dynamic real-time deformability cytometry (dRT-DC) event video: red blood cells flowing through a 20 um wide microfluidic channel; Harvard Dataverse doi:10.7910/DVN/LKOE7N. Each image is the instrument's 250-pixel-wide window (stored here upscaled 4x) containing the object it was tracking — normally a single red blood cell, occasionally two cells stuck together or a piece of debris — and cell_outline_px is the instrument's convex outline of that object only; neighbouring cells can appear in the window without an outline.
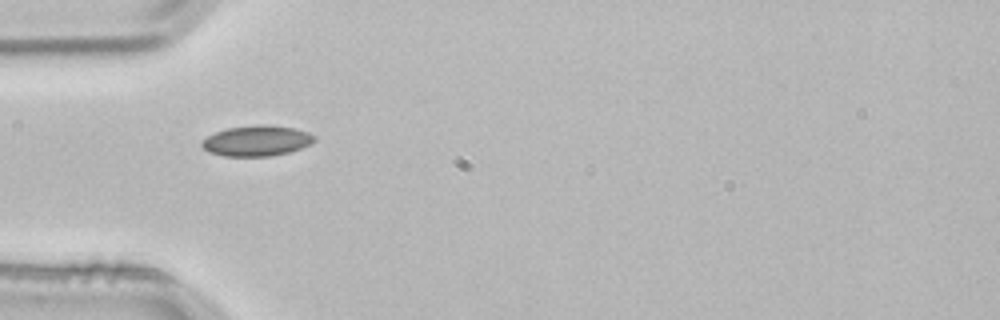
{"species": "common noctule bat (a hibernating species)", "species_latin": "Nyctalus noctula", "temperature_condition": "room temperature", "stored_images_in_passage": 38, "camera_frame_rate_fps": 3000, "um_per_image_px": 0.085, "animal": {"sex": "male", "body_mass_g": 21.5, "forearm_length_mm": 52.0}, "frame": {"image": 1, "passage_image": 1, "time_ms": 0.0, "image_size_px": [1000, 320], "cell_outline_px": [[316, 140], [312, 144], [288, 152], [272, 156], [224, 156], [208, 152], [200, 144], [208, 136], [216, 132], [228, 128], [256, 124], [268, 124], [296, 128], [308, 132], [316, 136]], "centroid_in_image_um": [21.86, 11.96], "position_along_channel_um": 63.1, "area_um2": 20.17}}
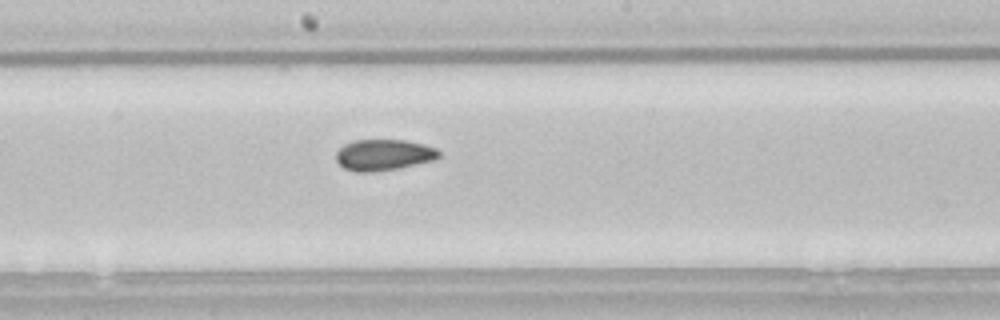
{"frame": {"image": 2, "passage_image": 13, "time_ms": 4.0, "image_size_px": [1000, 320], "cell_outline_px": [[440, 156], [432, 160], [396, 168], [372, 172], [356, 172], [344, 168], [336, 160], [336, 152], [344, 144], [356, 140], [404, 140], [424, 144], [436, 148], [440, 152]], "centroid_in_image_um": [32.59, 13.16], "position_along_channel_um": 215.6, "area_um2": 18.44}}
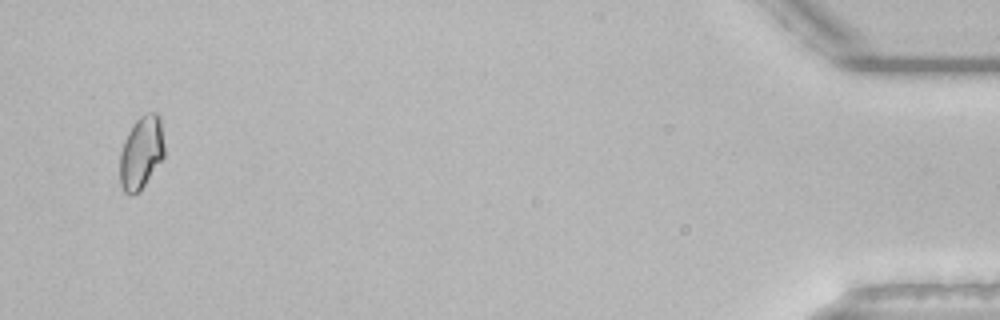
{"frame": {"image": 3, "passage_image": 36, "time_ms": 11.667, "image_size_px": [1000, 320], "cell_outline_px": [[164, 156], [140, 192], [128, 196], [124, 192], [120, 184], [120, 152], [124, 140], [128, 132], [136, 120], [140, 116], [148, 112], [156, 112], [160, 116], [164, 144]], "centroid_in_image_um": [12.0, 12.98], "position_along_channel_um": 423.2, "area_um2": 19.07}, "authors_computed_cell_mechanics": {"area_um2": 18.3804, "velocity_mm_per_s": 3.8299, "shape_relaxation_time_tau1_ms": 10.8712, "shape_relaxation_time_tau2_ms": 2.351, "deformation_change_tau1": 0.122, "deformation_change_tau2": 0.055}}